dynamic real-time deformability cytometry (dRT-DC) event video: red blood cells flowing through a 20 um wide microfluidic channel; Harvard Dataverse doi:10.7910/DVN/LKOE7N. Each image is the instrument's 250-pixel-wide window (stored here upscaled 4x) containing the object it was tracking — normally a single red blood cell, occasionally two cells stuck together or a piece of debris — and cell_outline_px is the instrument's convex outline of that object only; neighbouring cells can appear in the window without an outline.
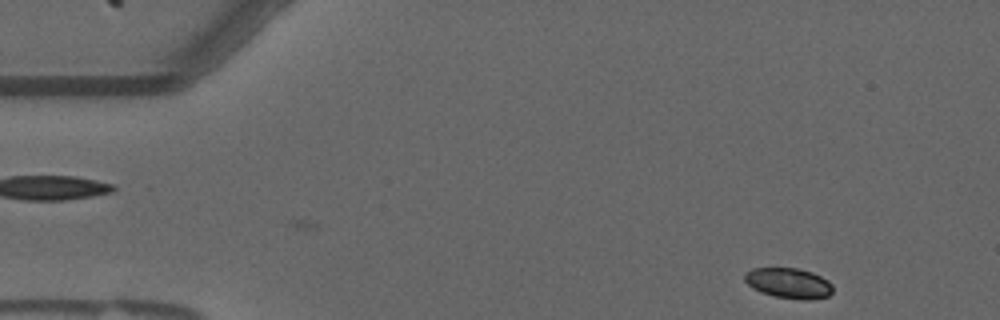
{"species": "common noctule bat (a hibernating species)", "species_latin": "Nyctalus noctula", "temperature_condition": "warm", "stored_images_in_passage": 38, "camera_frame_rate_fps": 3000, "um_per_image_px": 0.085, "animal": {"sex": "male", "forearm_length_mm": 52.5}, "frame": {"image": 1, "passage_image": 1, "time_ms": 0.0, "image_size_px": [1000, 320], "cell_outline_px": [[832, 292], [828, 296], [808, 300], [804, 300], [776, 296], [760, 292], [752, 288], [744, 280], [744, 272], [752, 268], [796, 268], [812, 272], [828, 280], [832, 284]], "centroid_in_image_um": [67.02, 24.06], "position_along_channel_um": 18.0, "area_um2": 15.61}}
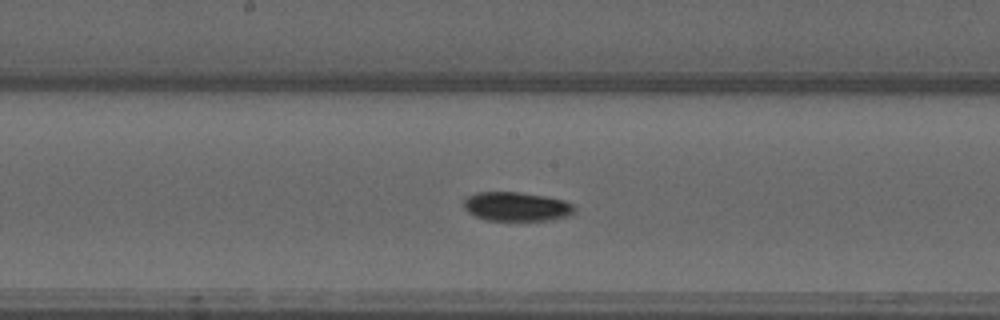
{"frame": {"image": 2, "passage_image": 24, "time_ms": 7.667, "image_size_px": [1000, 320], "cell_outline_px": [[576, 208], [572, 216], [552, 220], [488, 220], [476, 216], [468, 212], [464, 208], [464, 200], [468, 196], [476, 192], [520, 192], [548, 196], [564, 200], [572, 204]], "centroid_in_image_um": [43.96, 17.55], "position_along_channel_um": 204.2, "area_um2": 18.96}}
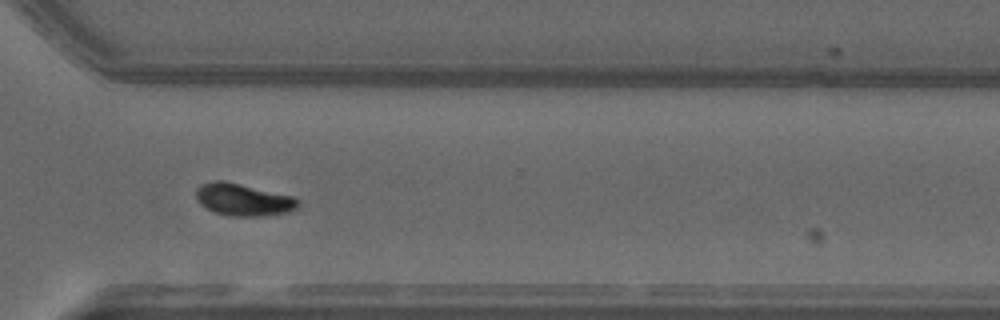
{"frame": {"image": 3, "passage_image": 36, "time_ms": 11.667, "image_size_px": [1000, 320], "cell_outline_px": [[300, 208], [288, 212], [268, 216], [232, 216], [216, 212], [200, 204], [196, 200], [196, 188], [200, 184], [216, 180], [224, 180], [292, 196], [300, 200]], "centroid_in_image_um": [20.71, 16.97], "position_along_channel_um": 349.9, "area_um2": 19.31}, "authors_computed_cell_mechanics": {"area_um2": 18.6116, "velocity_mm_per_s": 3.6445, "shape_relaxation_time_tau1_ms": 5.5844, "shape_relaxation_time_tau2_ms": null, "deformation_change_tau1": 0.1431, "deformation_change_tau2": null}}